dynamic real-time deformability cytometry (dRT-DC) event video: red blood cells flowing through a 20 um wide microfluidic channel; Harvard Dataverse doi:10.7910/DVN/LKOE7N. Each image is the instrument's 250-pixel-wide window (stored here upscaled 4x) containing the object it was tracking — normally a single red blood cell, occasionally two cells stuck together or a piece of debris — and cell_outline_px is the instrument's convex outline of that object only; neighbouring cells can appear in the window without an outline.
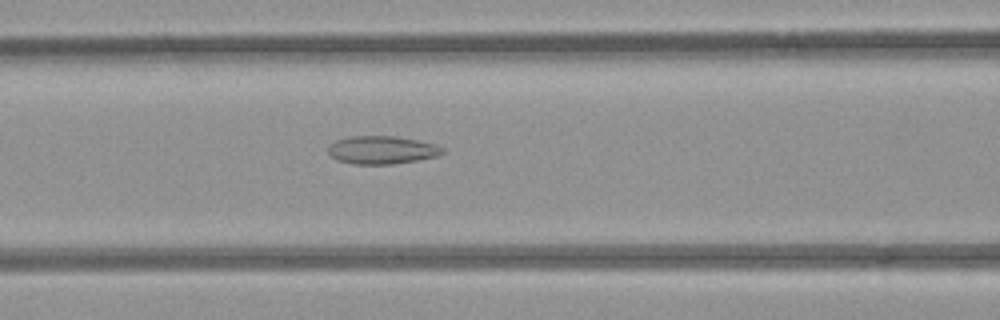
{"species": "common noctule bat (a hibernating species)", "species_latin": "Nyctalus noctula", "temperature_condition": "room temperature", "stored_images_in_passage": 32, "camera_frame_rate_fps": 3000, "um_per_image_px": 0.085, "animal": {"sex": "female", "body_mass_g": 21.9}, "frame": {"image": 1, "passage_image": 9, "time_ms": 2.667, "image_size_px": [1000, 320], "cell_outline_px": [[444, 152], [436, 156], [416, 160], [392, 164], [352, 164], [336, 160], [328, 152], [328, 148], [336, 140], [352, 136], [396, 136], [436, 144], [444, 148]], "centroid_in_image_um": [32.46, 12.75], "position_along_channel_um": 134.1, "area_um2": 18.55}}
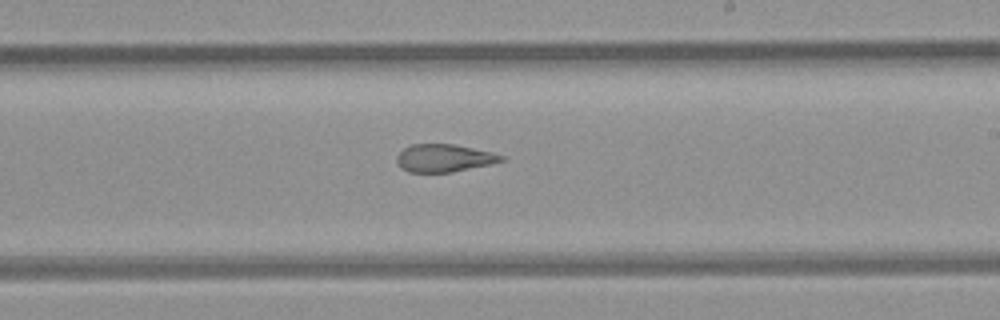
{"frame": {"image": 2, "passage_image": 18, "time_ms": 5.667, "image_size_px": [1000, 320], "cell_outline_px": [[504, 160], [488, 164], [452, 172], [408, 172], [400, 168], [396, 160], [396, 156], [408, 144], [456, 144], [492, 152], [504, 156]], "centroid_in_image_um": [37.69, 13.42], "position_along_channel_um": 251.3, "area_um2": 16.88}}
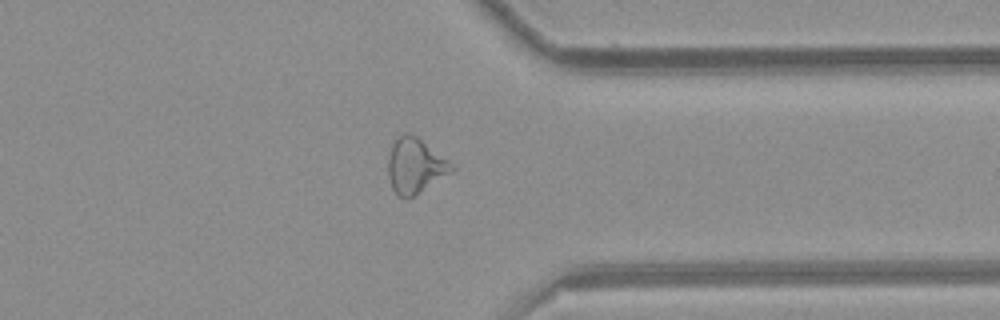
{"frame": {"image": 3, "passage_image": 28, "time_ms": 9.0, "image_size_px": [1000, 320], "cell_outline_px": [[456, 168], [452, 172], [408, 200], [404, 200], [392, 188], [388, 176], [388, 156], [392, 144], [396, 136], [404, 132], [416, 136], [448, 160]], "centroid_in_image_um": [35.27, 14.1], "position_along_channel_um": 376.1, "area_um2": 20.46}, "authors_computed_cell_mechanics": {"area_um2": 18.3804, "velocity_mm_per_s": 3.9, "shape_relaxation_time_tau1_ms": null, "shape_relaxation_time_tau2_ms": 2.1477, "deformation_change_tau1": null, "deformation_change_tau2": 0.1069}}